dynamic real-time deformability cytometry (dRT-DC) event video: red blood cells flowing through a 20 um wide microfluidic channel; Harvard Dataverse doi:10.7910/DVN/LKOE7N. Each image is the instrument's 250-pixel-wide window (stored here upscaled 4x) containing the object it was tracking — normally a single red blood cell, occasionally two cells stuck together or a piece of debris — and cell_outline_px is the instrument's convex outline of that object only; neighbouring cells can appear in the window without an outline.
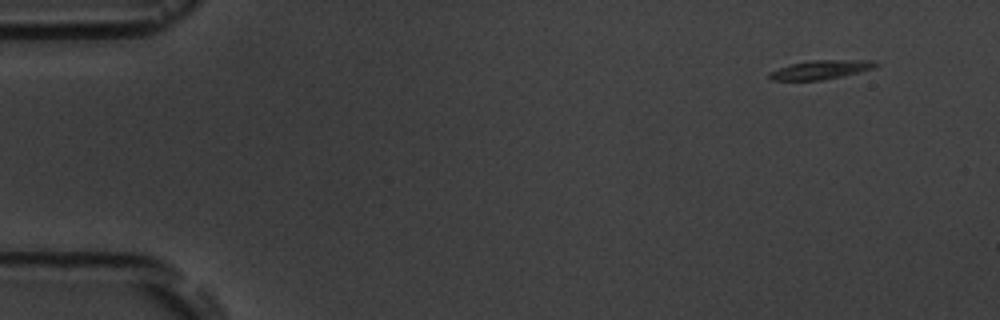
{"species": "common noctule bat (a hibernating species)", "species_latin": "Nyctalus noctula", "temperature_condition": "room temperature", "stored_images_in_passage": 10, "camera_frame_rate_fps": 3000, "um_per_image_px": 0.085, "animal": {"sex": "male", "body_mass_g": 19.5, "forearm_length_mm": 54.6}, "frame": {"image": 1, "passage_image": 1, "time_ms": 0.0, "image_size_px": [1000, 320], "cell_outline_px": [[880, 64], [876, 68], [824, 80], [772, 80], [768, 76], [768, 72], [792, 64], [812, 60], [872, 60]], "centroid_in_image_um": [69.81, 5.92], "position_along_channel_um": 15.2, "area_um2": 11.68}}
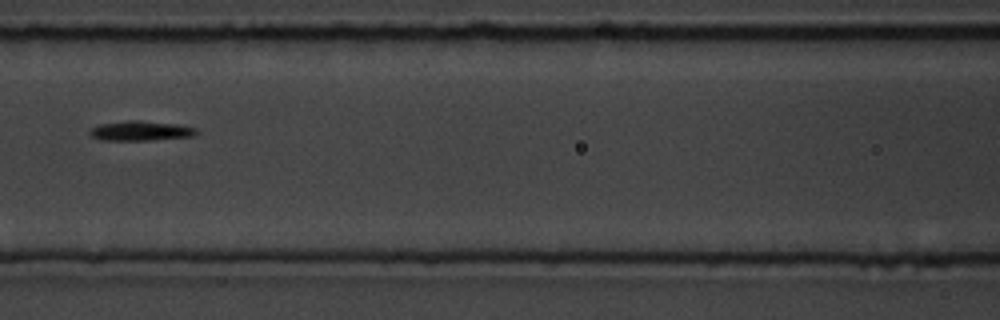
{"frame": {"image": 2, "passage_image": 7, "time_ms": 7.0, "image_size_px": [1000, 320], "cell_outline_px": [[200, 132], [196, 136], [152, 140], [100, 140], [92, 136], [88, 132], [92, 128], [100, 124], [128, 120], [140, 120], [176, 124], [196, 128]], "centroid_in_image_um": [12.0, 11.12], "position_along_channel_um": 154.6, "area_um2": 12.37}}
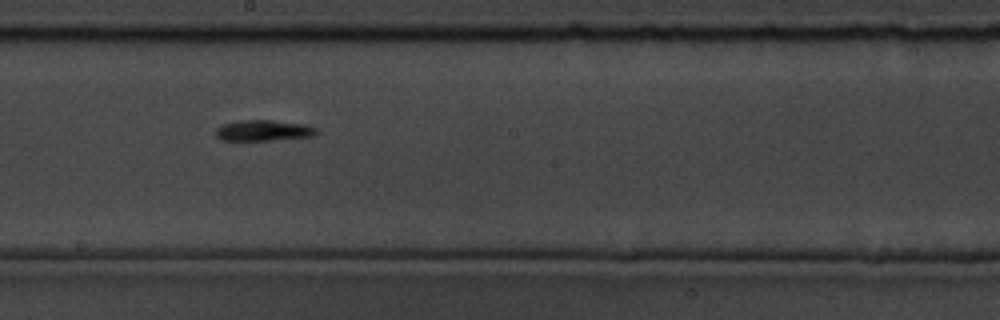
{"frame": {"image": 3, "passage_image": 9, "time_ms": 9.0, "image_size_px": [1000, 320], "cell_outline_px": [[320, 132], [316, 136], [272, 140], [220, 140], [216, 136], [216, 128], [224, 124], [240, 120], [272, 120], [308, 124], [316, 128]], "centroid_in_image_um": [22.47, 11.09], "position_along_channel_um": 225.7, "area_um2": 12.43}}